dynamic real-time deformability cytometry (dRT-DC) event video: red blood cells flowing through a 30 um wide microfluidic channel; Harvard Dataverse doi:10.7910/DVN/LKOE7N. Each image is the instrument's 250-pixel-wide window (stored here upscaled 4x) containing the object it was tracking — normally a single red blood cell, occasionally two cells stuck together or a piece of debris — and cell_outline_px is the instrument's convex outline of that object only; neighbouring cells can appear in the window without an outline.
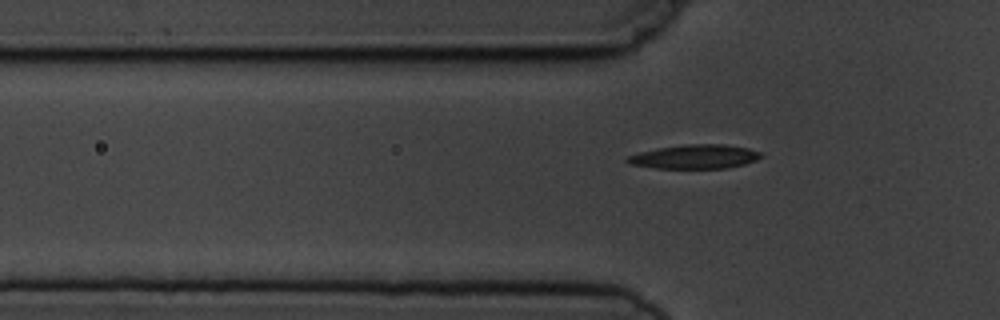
{"species": "common noctule bat (a hibernating species)", "species_latin": "Nyctalus noctula", "temperature_condition": "cold", "stored_images_in_passage": 4, "segment_of_instrument_passage": [2, 2], "camera_frame_rate_fps": 3000, "um_per_image_px": 0.085, "animal": {"sex": "male", "body_mass_g": 19.5, "forearm_length_mm": 54.6}, "frame": {"image": 1, "passage_image": 4, "time_ms": 4.333, "image_size_px": [1000, 320], "cell_outline_px": [[764, 156], [756, 160], [744, 164], [728, 168], [656, 168], [628, 164], [624, 160], [628, 156], [640, 152], [660, 148], [684, 144], [724, 144], [748, 148], [760, 152]], "centroid_in_image_um": [59.07, 13.32], "position_along_channel_um": 66.7, "area_um2": 18.73}}